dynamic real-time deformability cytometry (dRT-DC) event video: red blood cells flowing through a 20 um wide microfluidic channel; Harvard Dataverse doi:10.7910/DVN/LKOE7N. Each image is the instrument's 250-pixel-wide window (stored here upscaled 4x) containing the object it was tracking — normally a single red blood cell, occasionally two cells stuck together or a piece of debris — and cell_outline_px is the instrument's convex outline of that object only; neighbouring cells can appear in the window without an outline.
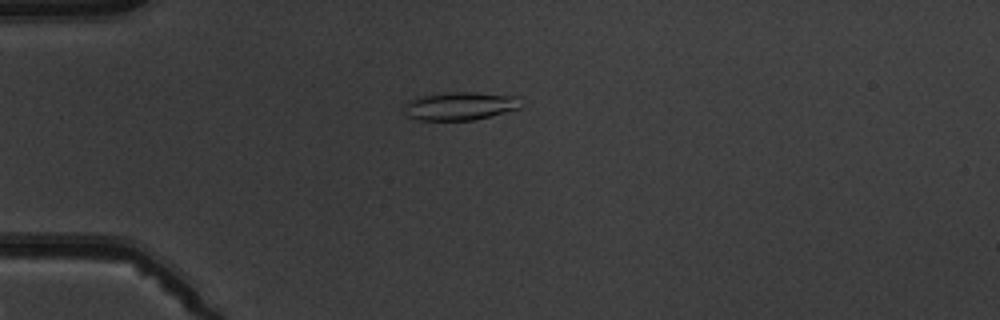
{"species": "common noctule bat (a hibernating species)", "species_latin": "Nyctalus noctula", "temperature_condition": "warm", "stored_images_in_passage": 2, "camera_frame_rate_fps": 3000, "um_per_image_px": 0.085, "animal": {"sex": "male", "body_mass_g": 19.5, "forearm_length_mm": 54.6}, "frame": {"image": 1, "passage_image": 1, "time_ms": 0.0, "image_size_px": [1000, 320], "cell_outline_px": [[520, 108], [472, 120], [420, 120], [408, 116], [404, 112], [404, 104], [408, 100], [416, 96], [444, 92], [476, 92], [516, 96]], "centroid_in_image_um": [39.0, 8.99], "position_along_channel_um": 46.0, "area_um2": 19.13}}